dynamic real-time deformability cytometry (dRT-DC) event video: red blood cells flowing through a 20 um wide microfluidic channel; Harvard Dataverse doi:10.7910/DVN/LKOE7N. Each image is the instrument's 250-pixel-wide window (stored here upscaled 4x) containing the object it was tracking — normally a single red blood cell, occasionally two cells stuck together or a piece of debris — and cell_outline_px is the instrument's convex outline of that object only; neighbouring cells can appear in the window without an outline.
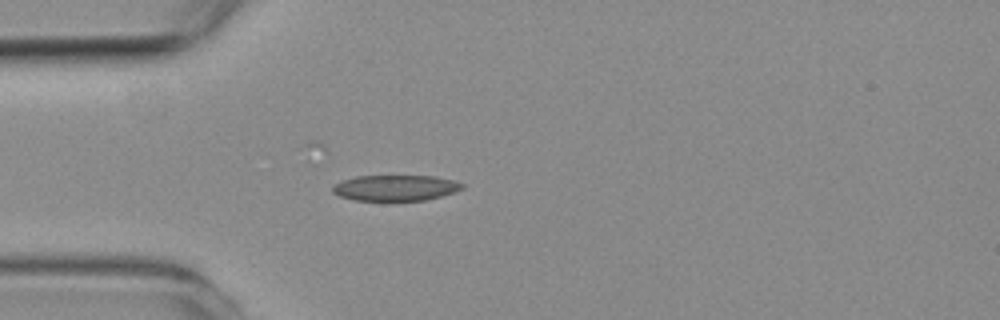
{"species": "common noctule bat (a hibernating species)", "species_latin": "Nyctalus noctula", "temperature_condition": "room temperature", "stored_images_in_passage": 4, "camera_frame_rate_fps": 3000, "um_per_image_px": 0.085, "animal": {"sex": "female", "body_mass_g": 19.3, "forearm_length_mm": 54.1}, "frame": {"image": 1, "passage_image": 4, "time_ms": 3.667, "image_size_px": [1000, 320], "cell_outline_px": [[464, 188], [440, 196], [424, 200], [356, 200], [340, 196], [332, 192], [332, 184], [356, 176], [436, 176], [452, 180], [464, 184]], "centroid_in_image_um": [33.59, 15.96], "position_along_channel_um": 51.4, "area_um2": 19.25}}